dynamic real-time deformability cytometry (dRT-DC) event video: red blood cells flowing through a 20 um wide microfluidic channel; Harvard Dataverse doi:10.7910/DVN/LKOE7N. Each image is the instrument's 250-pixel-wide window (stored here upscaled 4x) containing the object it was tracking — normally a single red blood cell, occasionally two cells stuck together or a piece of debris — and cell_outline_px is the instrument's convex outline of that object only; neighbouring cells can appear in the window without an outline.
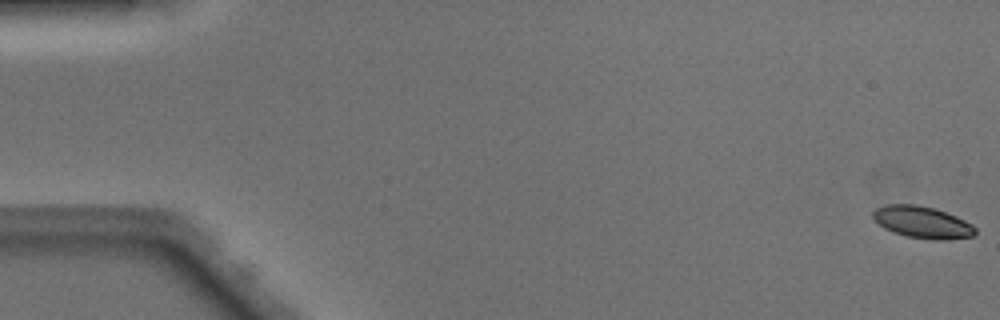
{"species": "Egyptian fruit bat (a non-hibernating species)", "species_latin": "Rousettus aegyptiacus", "temperature_condition": "warm", "stored_images_in_passage": 16, "camera_frame_rate_fps": 3000, "um_per_image_px": 0.085, "animal": {"sex": "male"}, "frame": {"image": 1, "passage_image": 1, "time_ms": 0.0, "image_size_px": [1000, 320], "cell_outline_px": [[976, 232], [972, 236], [948, 240], [936, 240], [908, 236], [884, 228], [872, 216], [872, 212], [876, 208], [888, 204], [916, 204], [932, 208], [956, 216], [972, 224], [976, 228]], "centroid_in_image_um": [78.42, 18.89], "position_along_channel_um": 6.6, "area_um2": 18.73}}